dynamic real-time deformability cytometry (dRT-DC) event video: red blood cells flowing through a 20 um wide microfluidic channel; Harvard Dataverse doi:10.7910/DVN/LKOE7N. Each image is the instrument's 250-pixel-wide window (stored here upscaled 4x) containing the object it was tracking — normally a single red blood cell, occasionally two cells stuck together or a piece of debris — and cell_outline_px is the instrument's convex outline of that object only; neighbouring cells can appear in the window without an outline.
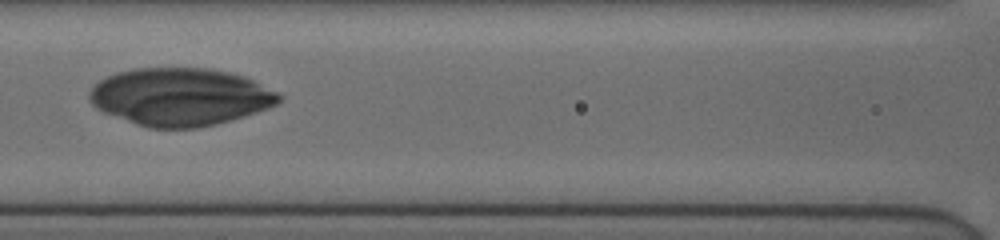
{"species": "human", "species_latin": "Homo sapiens", "temperature_condition": "cold", "stored_images_in_passage": 11, "camera_frame_rate_fps": 3000, "um_per_image_px": 0.085, "donor": {"sex": "female"}, "frame": {"image": 1, "passage_image": 11, "time_ms": 9.333, "image_size_px": [1000, 240], "cell_outline_px": [[280, 100], [276, 104], [268, 108], [244, 116], [196, 128], [148, 128], [136, 124], [104, 112], [96, 108], [88, 100], [88, 92], [100, 80], [116, 72], [136, 68], [212, 68], [232, 72], [244, 76], [276, 92], [280, 96]], "centroid_in_image_um": [15.28, 8.22], "position_along_channel_um": 151.3, "area_um2": 63.41}}